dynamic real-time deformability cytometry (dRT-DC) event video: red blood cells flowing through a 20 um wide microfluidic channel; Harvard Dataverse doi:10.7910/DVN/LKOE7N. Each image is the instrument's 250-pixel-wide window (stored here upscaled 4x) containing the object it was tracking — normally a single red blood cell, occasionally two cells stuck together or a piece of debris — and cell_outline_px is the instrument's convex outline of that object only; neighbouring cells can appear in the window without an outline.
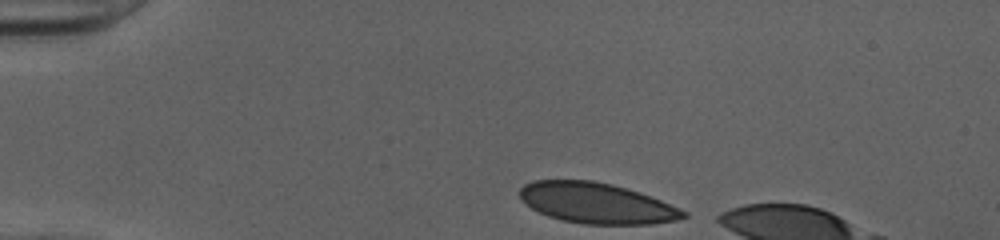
{"species": "human", "species_latin": "Homo sapiens", "temperature_condition": "cold", "stored_images_in_passage": 7, "camera_frame_rate_fps": 3000, "um_per_image_px": 0.085, "donor": {"sex": "female"}, "frame": {"image": 1, "passage_image": 1, "time_ms": 0.0, "image_size_px": [1000, 240], "cell_outline_px": [[688, 216], [676, 220], [652, 224], [584, 224], [560, 220], [548, 216], [524, 204], [520, 200], [520, 188], [524, 184], [532, 180], [592, 180], [612, 184], [640, 192], [680, 208], [688, 212]], "centroid_in_image_um": [50.69, 17.26], "position_along_channel_um": 34.3, "area_um2": 38.9}}